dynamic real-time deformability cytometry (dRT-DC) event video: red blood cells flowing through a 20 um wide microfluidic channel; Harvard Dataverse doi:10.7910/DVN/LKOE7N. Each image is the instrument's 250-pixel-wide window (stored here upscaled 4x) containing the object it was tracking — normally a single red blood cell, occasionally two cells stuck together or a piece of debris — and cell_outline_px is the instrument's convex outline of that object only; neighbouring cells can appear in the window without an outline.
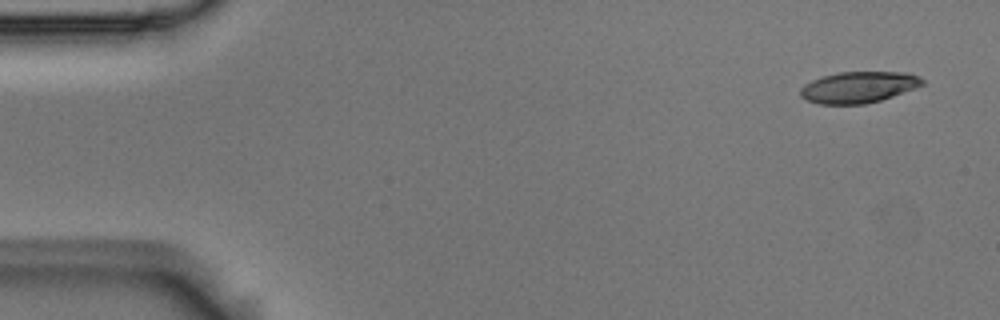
{"species": "Egyptian fruit bat (a non-hibernating species)", "species_latin": "Rousettus aegyptiacus", "temperature_condition": "room temperature", "stored_images_in_passage": 5, "camera_frame_rate_fps": 3000, "um_per_image_px": 0.085, "animal": {"sex": "male"}, "frame": {"image": 1, "passage_image": 1, "time_ms": 0.0, "image_size_px": [1000, 320], "cell_outline_px": [[924, 84], [916, 88], [880, 100], [864, 104], [820, 104], [808, 100], [800, 96], [800, 88], [804, 84], [812, 80], [824, 76], [840, 72], [908, 72], [920, 76], [924, 80]], "centroid_in_image_um": [73.0, 7.4], "position_along_channel_um": 12.0, "area_um2": 22.2}}
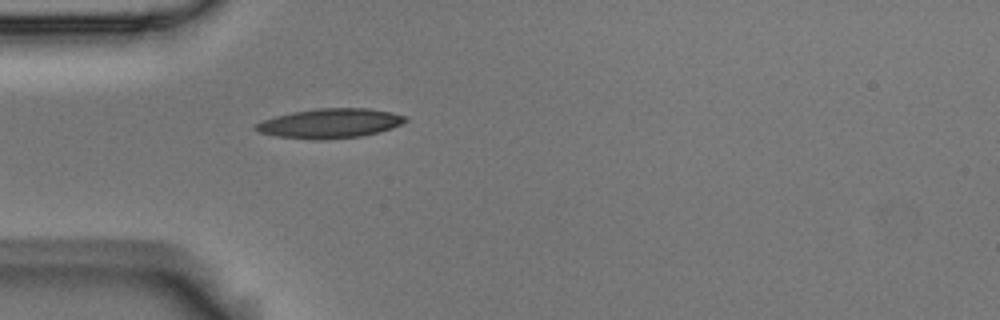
{"frame": {"image": 2, "passage_image": 5, "time_ms": 1.333, "image_size_px": [1000, 320], "cell_outline_px": [[408, 120], [392, 128], [360, 136], [320, 140], [312, 140], [276, 136], [260, 132], [252, 128], [252, 124], [276, 116], [292, 112], [316, 108], [368, 108], [392, 112], [408, 116]], "centroid_in_image_um": [28.03, 10.48], "position_along_channel_um": 57.0, "area_um2": 25.84}}